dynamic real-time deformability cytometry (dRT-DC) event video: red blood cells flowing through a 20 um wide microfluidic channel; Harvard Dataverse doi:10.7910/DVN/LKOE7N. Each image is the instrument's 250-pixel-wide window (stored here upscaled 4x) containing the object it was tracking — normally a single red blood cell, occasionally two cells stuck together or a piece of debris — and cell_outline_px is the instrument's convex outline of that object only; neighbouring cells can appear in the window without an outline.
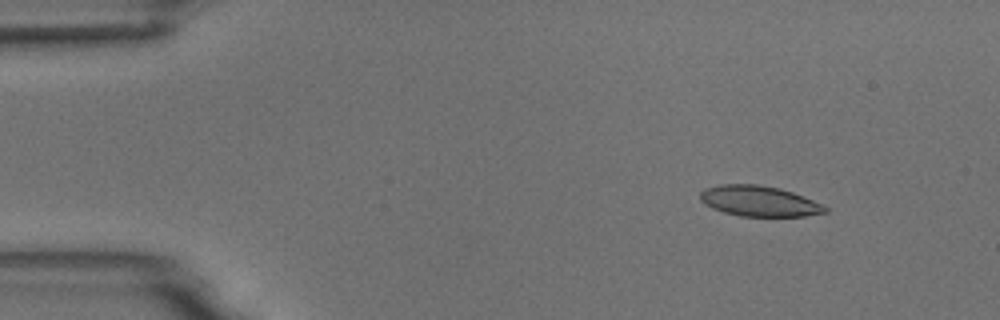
{"species": "common noctule bat (a hibernating species)", "species_latin": "Nyctalus noctula", "temperature_condition": "room temperature", "stored_images_in_passage": 10, "camera_frame_rate_fps": 3000, "um_per_image_px": 0.085, "animal": {"sex": "male", "body_mass_g": 18.8}, "frame": {"image": 1, "passage_image": 2, "time_ms": 1.333, "image_size_px": [1000, 320], "cell_outline_px": [[828, 212], [804, 216], [740, 216], [724, 212], [712, 208], [704, 204], [700, 200], [700, 192], [704, 188], [720, 184], [756, 184], [780, 188], [792, 192], [824, 204], [828, 208]], "centroid_in_image_um": [64.52, 17.09], "position_along_channel_um": 20.5, "area_um2": 22.37}}
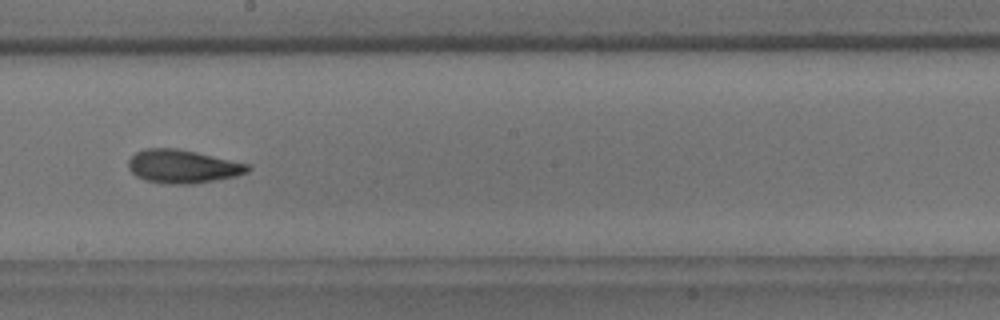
{"frame": {"image": 2, "passage_image": 9, "time_ms": 9.333, "image_size_px": [1000, 320], "cell_outline_px": [[252, 168], [248, 172], [236, 176], [192, 184], [168, 184], [144, 180], [136, 176], [128, 168], [128, 160], [136, 152], [144, 148], [176, 148], [196, 152], [252, 164]], "centroid_in_image_um": [15.55, 14.14], "position_along_channel_um": 232.7, "area_um2": 23.41}}
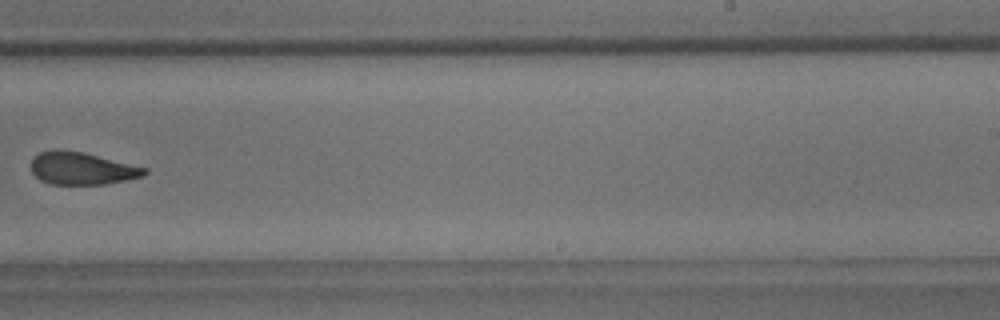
{"frame": {"image": 3, "passage_image": 10, "time_ms": 10.667, "image_size_px": [1000, 320], "cell_outline_px": [[148, 172], [144, 176], [104, 184], [52, 184], [40, 180], [32, 172], [32, 156], [40, 152], [52, 148], [56, 148], [84, 152], [148, 168]], "centroid_in_image_um": [6.94, 14.29], "position_along_channel_um": 282.1, "area_um2": 21.62}}